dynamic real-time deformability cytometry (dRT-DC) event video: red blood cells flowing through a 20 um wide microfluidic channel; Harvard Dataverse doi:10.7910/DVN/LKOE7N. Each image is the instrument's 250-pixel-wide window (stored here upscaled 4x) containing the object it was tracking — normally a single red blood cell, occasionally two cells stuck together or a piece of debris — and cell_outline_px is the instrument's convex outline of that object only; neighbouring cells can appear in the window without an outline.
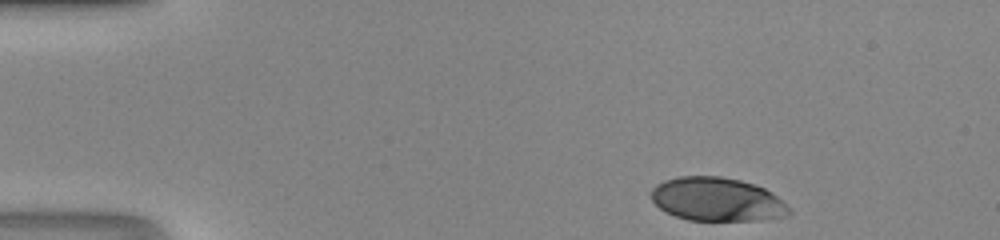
{"species": "human", "species_latin": "Homo sapiens", "temperature_condition": "room temperature", "stored_images_in_passage": 41, "camera_frame_rate_fps": 3000, "um_per_image_px": 0.085, "donor": {"sex": "male"}, "frame": {"image": 1, "passage_image": 1, "time_ms": 0.0, "image_size_px": [1000, 240], "cell_outline_px": [[792, 212], [788, 216], [764, 220], [688, 220], [676, 216], [660, 208], [652, 200], [648, 192], [656, 184], [664, 180], [680, 176], [720, 176], [740, 180], [764, 188], [776, 196]], "centroid_in_image_um": [60.91, 16.94], "position_along_channel_um": 24.1, "area_um2": 34.97}}
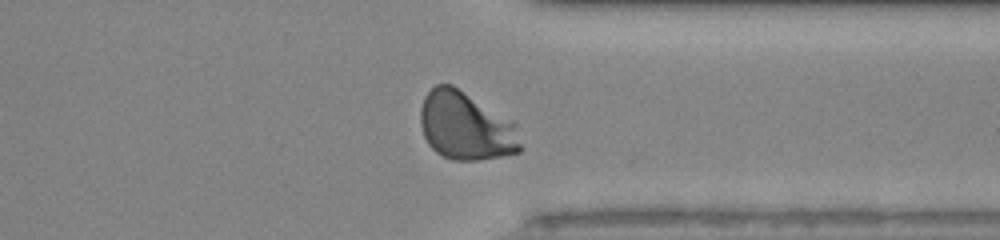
{"frame": {"image": 2, "passage_image": 31, "time_ms": 10.0, "image_size_px": [1000, 240], "cell_outline_px": [[524, 148], [520, 152], [480, 160], [452, 160], [436, 152], [428, 144], [424, 136], [420, 124], [420, 108], [424, 96], [436, 84], [452, 84], [516, 124]], "centroid_in_image_um": [39.59, 10.74], "position_along_channel_um": 371.8, "area_um2": 39.77}}
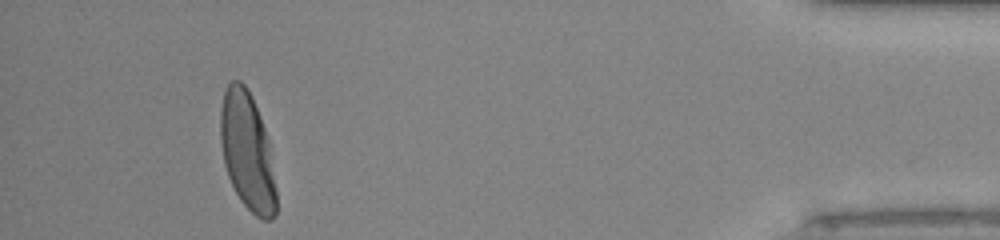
{"frame": {"image": 3, "passage_image": 38, "time_ms": 12.333, "image_size_px": [1000, 240], "cell_outline_px": [[276, 216], [272, 220], [264, 220], [256, 216], [240, 200], [228, 176], [224, 164], [220, 140], [220, 108], [224, 92], [228, 84], [232, 80], [240, 80], [244, 84], [252, 96], [260, 116], [264, 128], [268, 144], [276, 188]], "centroid_in_image_um": [21.0, 12.87], "position_along_channel_um": 414.2, "area_um2": 38.09}}